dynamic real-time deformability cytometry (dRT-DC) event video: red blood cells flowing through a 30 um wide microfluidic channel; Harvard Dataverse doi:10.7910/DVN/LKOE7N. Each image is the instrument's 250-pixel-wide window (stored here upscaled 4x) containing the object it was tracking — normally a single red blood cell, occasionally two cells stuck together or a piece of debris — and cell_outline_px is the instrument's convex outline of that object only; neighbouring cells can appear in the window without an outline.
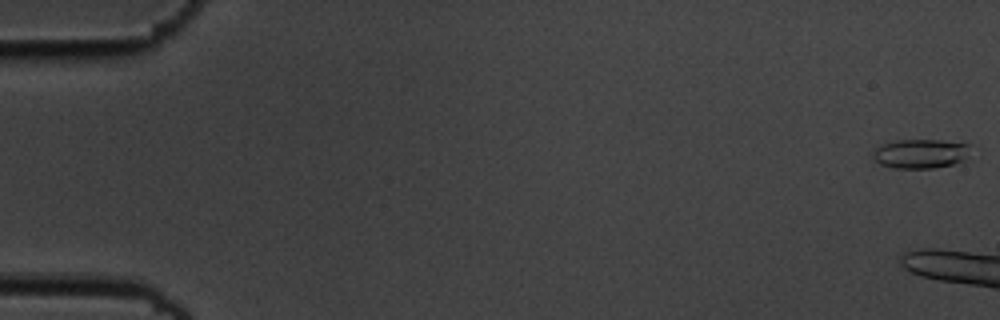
{"species": "common noctule bat (a hibernating species)", "species_latin": "Nyctalus noctula", "temperature_condition": "cold", "stored_images_in_passage": 9, "camera_frame_rate_fps": 3000, "um_per_image_px": 0.085, "animal": {"sex": "male", "body_mass_g": 19.5, "forearm_length_mm": 54.6}, "frame": {"image": 1, "passage_image": 1, "time_ms": 0.0, "image_size_px": [1000, 320], "cell_outline_px": [[968, 144], [964, 160], [952, 164], [932, 168], [892, 168], [880, 164], [872, 156], [872, 152], [876, 148], [884, 144], [896, 140], [940, 140]], "centroid_in_image_um": [78.18, 13.07], "position_along_channel_um": 6.8, "area_um2": 16.3}}